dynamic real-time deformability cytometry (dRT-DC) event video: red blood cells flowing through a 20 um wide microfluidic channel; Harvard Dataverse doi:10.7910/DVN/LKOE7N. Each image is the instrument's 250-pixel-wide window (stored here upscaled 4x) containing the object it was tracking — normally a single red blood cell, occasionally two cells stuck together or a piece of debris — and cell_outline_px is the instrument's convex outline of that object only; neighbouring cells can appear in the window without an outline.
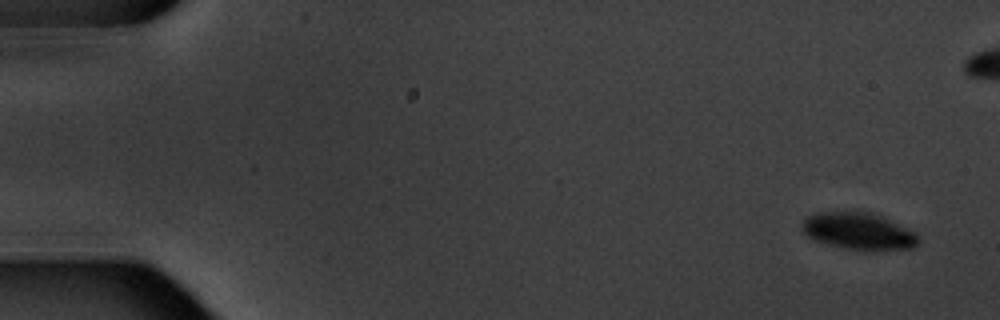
{"species": "common noctule bat (a hibernating species)", "species_latin": "Nyctalus noctula", "temperature_condition": "warm", "stored_images_in_passage": 4, "camera_frame_rate_fps": 3000, "um_per_image_px": 0.085, "animal": {"sex": "male", "body_mass_g": 20.1, "forearm_length_mm": 53.5}, "frame": {"image": 1, "passage_image": 1, "time_ms": 0.0, "image_size_px": [1000, 320], "cell_outline_px": [[920, 240], [916, 248], [844, 248], [812, 240], [804, 232], [804, 220], [808, 216], [820, 212], [856, 208], [872, 212], [884, 216], [916, 232], [920, 236]], "centroid_in_image_um": [73.01, 19.57], "position_along_channel_um": 12.0, "area_um2": 25.26}}